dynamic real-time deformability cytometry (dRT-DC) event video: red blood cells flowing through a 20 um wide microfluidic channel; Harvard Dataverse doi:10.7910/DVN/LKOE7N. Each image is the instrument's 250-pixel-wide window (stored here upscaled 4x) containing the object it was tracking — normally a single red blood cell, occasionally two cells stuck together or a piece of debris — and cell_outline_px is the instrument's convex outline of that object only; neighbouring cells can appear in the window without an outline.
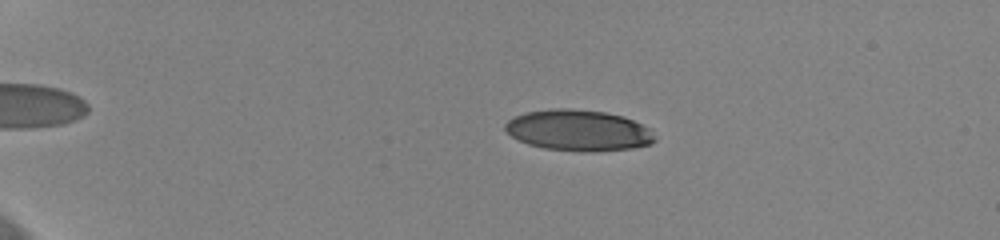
{"species": "human", "species_latin": "Homo sapiens", "temperature_condition": "cold", "stored_images_in_passage": 58, "camera_frame_rate_fps": 3000, "um_per_image_px": 0.085, "donor": {"sex": "female"}, "frame": {"image": 1, "passage_image": 14, "time_ms": 4.333, "image_size_px": [1000, 240], "cell_outline_px": [[656, 140], [652, 144], [632, 148], [592, 152], [580, 152], [544, 148], [528, 144], [512, 136], [504, 128], [504, 124], [508, 120], [516, 116], [528, 112], [556, 108], [564, 108], [604, 112], [620, 116], [632, 120], [648, 128]], "centroid_in_image_um": [49.16, 11.1], "position_along_channel_um": 35.8, "area_um2": 35.43}}
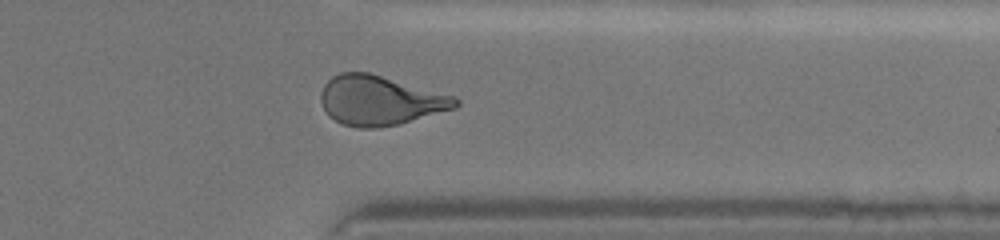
{"frame": {"image": 2, "passage_image": 49, "time_ms": 16.0, "image_size_px": [1000, 240], "cell_outline_px": [[460, 104], [456, 108], [400, 124], [376, 128], [360, 128], [340, 124], [328, 116], [320, 100], [320, 92], [324, 84], [332, 76], [340, 72], [368, 72], [456, 96], [460, 100]], "centroid_in_image_um": [32.3, 8.54], "position_along_channel_um": 379.1, "area_um2": 39.25}}
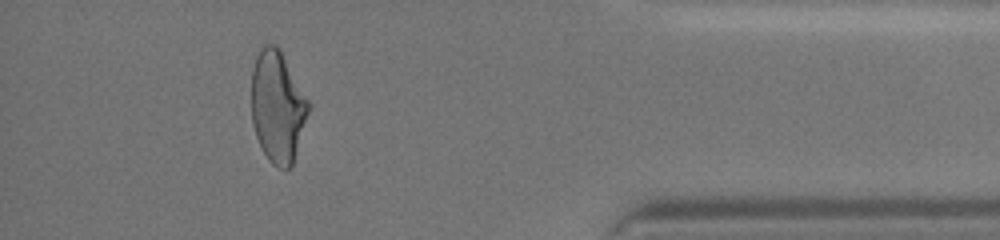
{"frame": {"image": 3, "passage_image": 54, "time_ms": 17.667, "image_size_px": [1000, 240], "cell_outline_px": [[308, 112], [292, 164], [288, 168], [276, 168], [268, 160], [256, 136], [252, 124], [252, 68], [256, 56], [260, 48], [264, 44], [276, 44], [280, 48], [308, 100]], "centroid_in_image_um": [23.56, 9.03], "position_along_channel_um": 411.6, "area_um2": 36.65}, "authors_computed_cell_mechanics": {"area_um2": 37.5122, "velocity_mm_per_s": 3.6525, "shape_relaxation_time_tau1_ms": 6.2091, "shape_relaxation_time_tau2_ms": 1.4388, "deformation_change_tau1": 0.1871, "deformation_change_tau2": 0.0882}}